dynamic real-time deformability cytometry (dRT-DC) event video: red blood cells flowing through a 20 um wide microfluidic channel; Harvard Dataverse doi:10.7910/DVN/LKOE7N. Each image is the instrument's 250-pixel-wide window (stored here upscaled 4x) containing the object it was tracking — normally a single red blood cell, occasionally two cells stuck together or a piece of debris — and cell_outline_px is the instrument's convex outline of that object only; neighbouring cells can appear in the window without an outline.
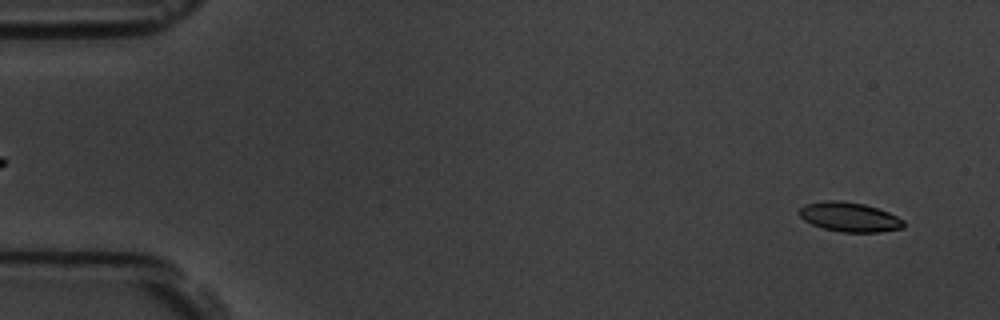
{"species": "common noctule bat (a hibernating species)", "species_latin": "Nyctalus noctula", "temperature_condition": "room temperature", "stored_images_in_passage": 5, "camera_frame_rate_fps": 3000, "um_per_image_px": 0.085, "animal": {"sex": "male", "body_mass_g": 19.5, "forearm_length_mm": 54.6}, "frame": {"image": 1, "passage_image": 1, "time_ms": 0.0, "image_size_px": [1000, 320], "cell_outline_px": [[904, 228], [880, 232], [840, 232], [824, 228], [812, 224], [804, 220], [800, 216], [800, 208], [804, 204], [828, 200], [840, 200], [864, 204], [888, 212], [904, 220]], "centroid_in_image_um": [72.21, 18.45], "position_along_channel_um": 12.8, "area_um2": 17.86}}